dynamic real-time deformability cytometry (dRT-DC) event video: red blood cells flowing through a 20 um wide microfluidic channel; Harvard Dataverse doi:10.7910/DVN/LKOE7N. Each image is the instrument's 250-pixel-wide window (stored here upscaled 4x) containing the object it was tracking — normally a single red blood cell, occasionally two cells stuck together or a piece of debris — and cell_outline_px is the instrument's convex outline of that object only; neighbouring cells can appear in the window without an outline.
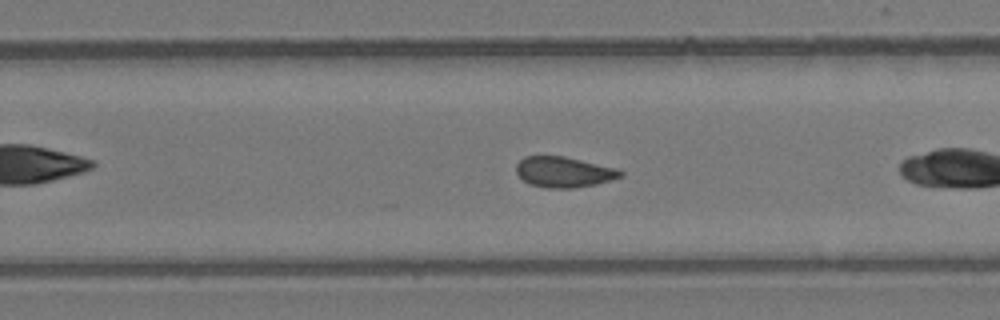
{"species": "common noctule bat (a hibernating species)", "species_latin": "Nyctalus noctula", "temperature_condition": "room temperature", "stored_images_in_passage": 27, "camera_frame_rate_fps": 3000, "um_per_image_px": 0.085, "animal": {"sex": "female", "body_mass_g": 24.6, "forearm_length_mm": 56.2}, "frame": {"image": 1, "passage_image": 20, "time_ms": 6.333, "image_size_px": [1000, 320], "cell_outline_px": [[624, 176], [596, 184], [572, 188], [548, 188], [532, 184], [524, 180], [516, 172], [516, 164], [524, 156], [564, 156], [616, 168], [624, 172]], "centroid_in_image_um": [47.94, 14.61], "position_along_channel_um": 281.9, "area_um2": 18.44}}